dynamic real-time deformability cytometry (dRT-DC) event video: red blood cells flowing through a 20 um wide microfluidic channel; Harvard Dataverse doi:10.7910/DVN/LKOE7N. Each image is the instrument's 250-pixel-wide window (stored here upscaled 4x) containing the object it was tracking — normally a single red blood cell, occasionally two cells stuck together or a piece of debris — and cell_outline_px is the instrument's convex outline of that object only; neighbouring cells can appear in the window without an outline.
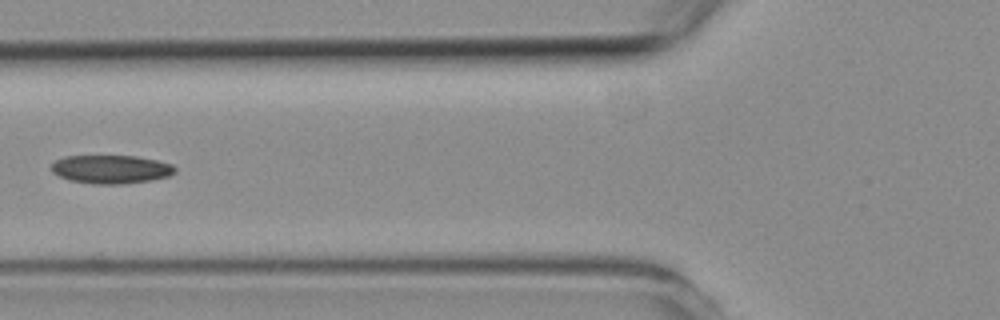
{"species": "common noctule bat (a hibernating species)", "species_latin": "Nyctalus noctula", "temperature_condition": "room temperature", "stored_images_in_passage": 2, "camera_frame_rate_fps": 3000, "um_per_image_px": 0.085, "animal": {"sex": "female", "body_mass_g": 19.3, "forearm_length_mm": 54.1}, "frame": {"image": 1, "passage_image": 2, "time_ms": 1.0, "image_size_px": [1000, 320], "cell_outline_px": [[176, 172], [168, 176], [152, 180], [120, 184], [92, 184], [68, 180], [52, 172], [52, 164], [56, 160], [64, 156], [136, 156], [156, 160], [172, 164], [176, 168]], "centroid_in_image_um": [9.44, 14.39], "position_along_channel_um": 116.4, "area_um2": 20.52}}